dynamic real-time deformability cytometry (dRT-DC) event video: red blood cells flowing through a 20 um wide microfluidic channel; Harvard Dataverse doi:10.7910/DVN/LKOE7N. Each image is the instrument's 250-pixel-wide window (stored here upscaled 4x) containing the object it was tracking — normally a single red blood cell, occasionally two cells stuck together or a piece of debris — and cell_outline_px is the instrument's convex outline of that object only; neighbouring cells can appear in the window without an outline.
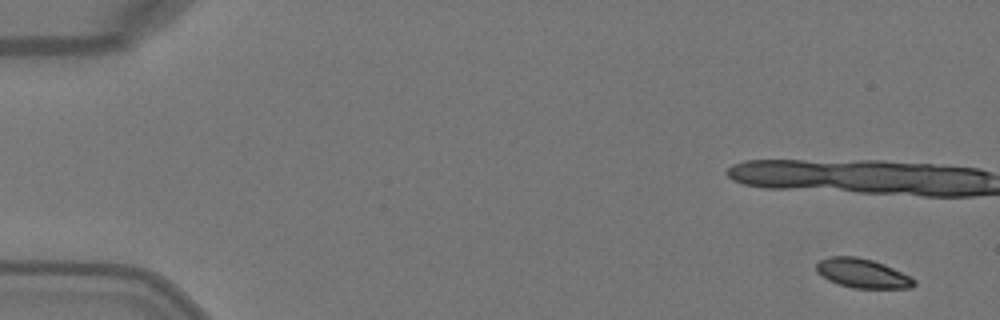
{"species": "Egyptian fruit bat (a non-hibernating species)", "species_latin": "Rousettus aegyptiacus", "temperature_condition": "warm", "stored_images_in_passage": 5, "camera_frame_rate_fps": 3000, "um_per_image_px": 0.085, "animal": {"sex": "female"}, "frame": {"image": 1, "passage_image": 1, "time_ms": 0.0, "image_size_px": [1000, 320], "cell_outline_px": [[916, 284], [912, 288], [852, 288], [828, 280], [816, 272], [816, 264], [820, 260], [828, 256], [856, 256], [872, 260], [884, 264], [912, 276], [916, 280]], "centroid_in_image_um": [73.33, 23.23], "position_along_channel_um": 11.7, "area_um2": 16.82}}